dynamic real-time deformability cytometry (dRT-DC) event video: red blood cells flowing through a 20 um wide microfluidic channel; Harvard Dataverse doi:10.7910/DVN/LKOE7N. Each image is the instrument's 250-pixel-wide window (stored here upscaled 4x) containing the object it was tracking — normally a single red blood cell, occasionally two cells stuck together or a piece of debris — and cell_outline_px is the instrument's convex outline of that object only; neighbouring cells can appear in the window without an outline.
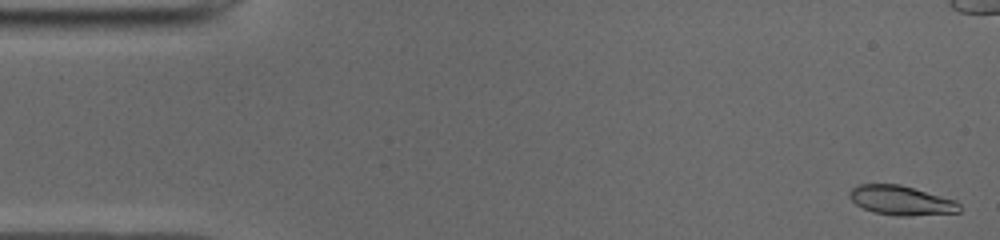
{"species": "common noctule bat (a hibernating species)", "species_latin": "Nyctalus noctula", "temperature_condition": "cold", "stored_images_in_passage": 51, "camera_frame_rate_fps": 3000, "um_per_image_px": 0.085, "animal": {"sex": "male", "body_mass_g": 19.0, "forearm_length_mm": 50.8}, "frame": {"image": 1, "passage_image": 1, "time_ms": 0.0, "image_size_px": [1000, 240], "cell_outline_px": [[960, 212], [908, 216], [896, 216], [872, 212], [856, 204], [848, 196], [848, 192], [852, 188], [860, 184], [900, 184], [956, 200], [960, 204]], "centroid_in_image_um": [76.59, 17.04], "position_along_channel_um": 8.4, "area_um2": 18.9}}
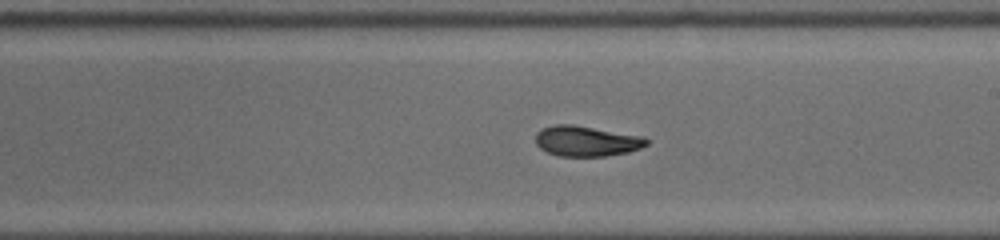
{"frame": {"image": 2, "passage_image": 28, "time_ms": 9.0, "image_size_px": [1000, 240], "cell_outline_px": [[648, 144], [640, 148], [628, 152], [604, 156], [560, 156], [548, 152], [540, 148], [536, 144], [536, 132], [552, 124], [572, 124], [644, 136], [648, 140]], "centroid_in_image_um": [49.85, 11.98], "position_along_channel_um": 239.1, "area_um2": 19.65}}
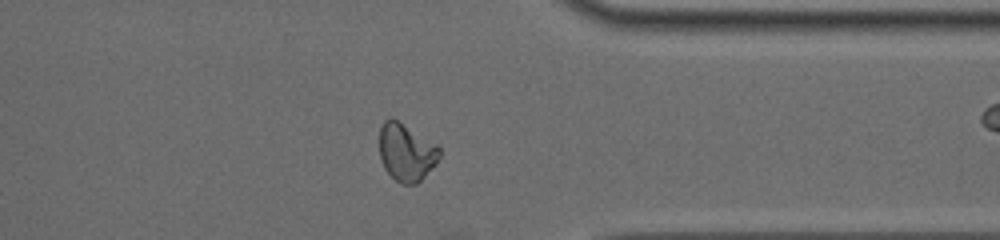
{"frame": {"image": 3, "passage_image": 39, "time_ms": 12.667, "image_size_px": [1000, 240], "cell_outline_px": [[440, 156], [436, 164], [416, 184], [400, 184], [384, 168], [380, 160], [380, 128], [384, 120], [392, 116], [436, 144], [440, 148]], "centroid_in_image_um": [34.52, 12.93], "position_along_channel_um": 376.9, "area_um2": 20.17}, "authors_computed_cell_mechanics": {"area_um2": 19.941, "velocity_mm_per_s": 3.9497, "shape_relaxation_time_tau1_ms": 6.039, "shape_relaxation_time_tau2_ms": 2.6155, "deformation_change_tau1": 0.2059, "deformation_change_tau2": 0.0695}}